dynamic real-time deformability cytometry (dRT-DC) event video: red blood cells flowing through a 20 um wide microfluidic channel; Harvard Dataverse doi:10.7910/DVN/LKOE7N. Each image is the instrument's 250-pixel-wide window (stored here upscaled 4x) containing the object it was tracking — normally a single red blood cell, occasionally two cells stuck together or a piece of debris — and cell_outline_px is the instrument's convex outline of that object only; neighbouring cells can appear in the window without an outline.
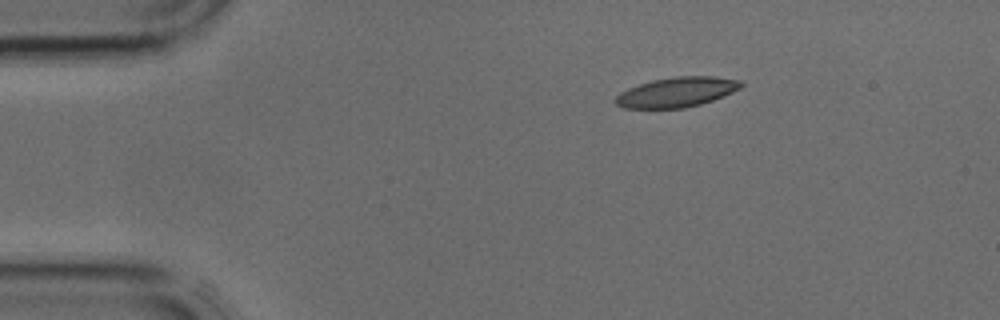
{"species": "common noctule bat (a hibernating species)", "species_latin": "Nyctalus noctula", "temperature_condition": "cold", "stored_images_in_passage": 3, "camera_frame_rate_fps": 3000, "um_per_image_px": 0.085, "animal": {"sex": "male", "body_mass_g": 17.9, "forearm_length_mm": 54.2}, "frame": {"image": 1, "passage_image": 3, "time_ms": 0.667, "image_size_px": [1000, 320], "cell_outline_px": [[744, 84], [740, 88], [724, 96], [700, 104], [684, 108], [624, 108], [616, 104], [616, 96], [620, 92], [628, 88], [652, 80], [672, 76], [712, 76], [740, 80]], "centroid_in_image_um": [57.53, 7.82], "position_along_channel_um": 27.5, "area_um2": 21.79}}